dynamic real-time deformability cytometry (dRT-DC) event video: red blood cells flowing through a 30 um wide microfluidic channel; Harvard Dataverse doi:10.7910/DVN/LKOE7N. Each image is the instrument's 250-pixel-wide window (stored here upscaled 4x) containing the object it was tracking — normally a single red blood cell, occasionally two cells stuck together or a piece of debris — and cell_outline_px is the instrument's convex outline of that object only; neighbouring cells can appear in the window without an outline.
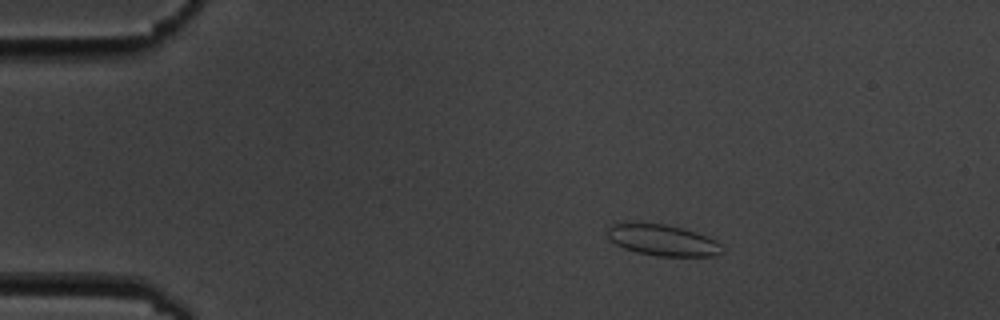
{"species": "common noctule bat (a hibernating species)", "species_latin": "Nyctalus noctula", "temperature_condition": "cold", "stored_images_in_passage": 3, "camera_frame_rate_fps": 3000, "um_per_image_px": 0.085, "animal": {"sex": "male", "body_mass_g": 19.5, "forearm_length_mm": 54.6}, "frame": {"image": 1, "passage_image": 1, "time_ms": 0.0, "image_size_px": [1000, 320], "cell_outline_px": [[724, 252], [716, 256], [656, 256], [636, 252], [624, 248], [616, 244], [608, 236], [608, 228], [612, 224], [624, 220], [664, 224], [696, 232], [708, 236], [716, 240], [724, 248]], "centroid_in_image_um": [56.31, 20.39], "position_along_channel_um": 28.7, "area_um2": 21.33}}